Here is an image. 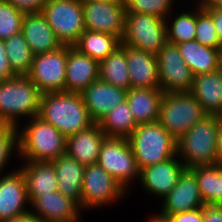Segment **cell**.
<instances>
[{"mask_svg":"<svg viewBox=\"0 0 222 222\" xmlns=\"http://www.w3.org/2000/svg\"><path fill=\"white\" fill-rule=\"evenodd\" d=\"M149 222H165V221L162 220V219H159V218H157V217H153V218L150 219Z\"/></svg>","mask_w":222,"mask_h":222,"instance_id":"obj_46","label":"cell"},{"mask_svg":"<svg viewBox=\"0 0 222 222\" xmlns=\"http://www.w3.org/2000/svg\"><path fill=\"white\" fill-rule=\"evenodd\" d=\"M18 127L9 123H0V172L6 165L12 150L19 148ZM15 146V147H14Z\"/></svg>","mask_w":222,"mask_h":222,"instance_id":"obj_37","label":"cell"},{"mask_svg":"<svg viewBox=\"0 0 222 222\" xmlns=\"http://www.w3.org/2000/svg\"><path fill=\"white\" fill-rule=\"evenodd\" d=\"M97 164L123 188H126L135 175L140 177V170L127 138L105 137L100 146Z\"/></svg>","mask_w":222,"mask_h":222,"instance_id":"obj_9","label":"cell"},{"mask_svg":"<svg viewBox=\"0 0 222 222\" xmlns=\"http://www.w3.org/2000/svg\"><path fill=\"white\" fill-rule=\"evenodd\" d=\"M165 222H203V207L170 216H156Z\"/></svg>","mask_w":222,"mask_h":222,"instance_id":"obj_39","label":"cell"},{"mask_svg":"<svg viewBox=\"0 0 222 222\" xmlns=\"http://www.w3.org/2000/svg\"><path fill=\"white\" fill-rule=\"evenodd\" d=\"M105 133L98 123L67 137L66 153L84 166L96 164Z\"/></svg>","mask_w":222,"mask_h":222,"instance_id":"obj_21","label":"cell"},{"mask_svg":"<svg viewBox=\"0 0 222 222\" xmlns=\"http://www.w3.org/2000/svg\"><path fill=\"white\" fill-rule=\"evenodd\" d=\"M15 75L7 58L4 40L0 39V82L8 80Z\"/></svg>","mask_w":222,"mask_h":222,"instance_id":"obj_40","label":"cell"},{"mask_svg":"<svg viewBox=\"0 0 222 222\" xmlns=\"http://www.w3.org/2000/svg\"><path fill=\"white\" fill-rule=\"evenodd\" d=\"M162 96L160 88H131L127 91L126 101L137 125L158 120Z\"/></svg>","mask_w":222,"mask_h":222,"instance_id":"obj_27","label":"cell"},{"mask_svg":"<svg viewBox=\"0 0 222 222\" xmlns=\"http://www.w3.org/2000/svg\"><path fill=\"white\" fill-rule=\"evenodd\" d=\"M80 94L90 117L99 123L110 110L126 101L127 90L97 79Z\"/></svg>","mask_w":222,"mask_h":222,"instance_id":"obj_15","label":"cell"},{"mask_svg":"<svg viewBox=\"0 0 222 222\" xmlns=\"http://www.w3.org/2000/svg\"><path fill=\"white\" fill-rule=\"evenodd\" d=\"M162 213L157 216H170L202 208L204 205L195 174L185 169L175 187L164 197Z\"/></svg>","mask_w":222,"mask_h":222,"instance_id":"obj_14","label":"cell"},{"mask_svg":"<svg viewBox=\"0 0 222 222\" xmlns=\"http://www.w3.org/2000/svg\"><path fill=\"white\" fill-rule=\"evenodd\" d=\"M21 32L33 55L48 53L62 46L42 13L25 14Z\"/></svg>","mask_w":222,"mask_h":222,"instance_id":"obj_22","label":"cell"},{"mask_svg":"<svg viewBox=\"0 0 222 222\" xmlns=\"http://www.w3.org/2000/svg\"><path fill=\"white\" fill-rule=\"evenodd\" d=\"M85 30L116 36L120 41L124 33V0H101L82 4Z\"/></svg>","mask_w":222,"mask_h":222,"instance_id":"obj_12","label":"cell"},{"mask_svg":"<svg viewBox=\"0 0 222 222\" xmlns=\"http://www.w3.org/2000/svg\"><path fill=\"white\" fill-rule=\"evenodd\" d=\"M28 162L21 170L29 202L39 194H48L58 190L57 176L52 162Z\"/></svg>","mask_w":222,"mask_h":222,"instance_id":"obj_26","label":"cell"},{"mask_svg":"<svg viewBox=\"0 0 222 222\" xmlns=\"http://www.w3.org/2000/svg\"><path fill=\"white\" fill-rule=\"evenodd\" d=\"M38 116L66 138L95 124L81 94L73 92L43 93Z\"/></svg>","mask_w":222,"mask_h":222,"instance_id":"obj_1","label":"cell"},{"mask_svg":"<svg viewBox=\"0 0 222 222\" xmlns=\"http://www.w3.org/2000/svg\"><path fill=\"white\" fill-rule=\"evenodd\" d=\"M19 134L18 153L28 161L51 162L66 153L67 138L39 116Z\"/></svg>","mask_w":222,"mask_h":222,"instance_id":"obj_2","label":"cell"},{"mask_svg":"<svg viewBox=\"0 0 222 222\" xmlns=\"http://www.w3.org/2000/svg\"><path fill=\"white\" fill-rule=\"evenodd\" d=\"M203 222H222V205H203Z\"/></svg>","mask_w":222,"mask_h":222,"instance_id":"obj_41","label":"cell"},{"mask_svg":"<svg viewBox=\"0 0 222 222\" xmlns=\"http://www.w3.org/2000/svg\"><path fill=\"white\" fill-rule=\"evenodd\" d=\"M131 88H160L156 55L126 45Z\"/></svg>","mask_w":222,"mask_h":222,"instance_id":"obj_20","label":"cell"},{"mask_svg":"<svg viewBox=\"0 0 222 222\" xmlns=\"http://www.w3.org/2000/svg\"><path fill=\"white\" fill-rule=\"evenodd\" d=\"M42 94L28 75L0 82V123L18 126L17 116H38Z\"/></svg>","mask_w":222,"mask_h":222,"instance_id":"obj_3","label":"cell"},{"mask_svg":"<svg viewBox=\"0 0 222 222\" xmlns=\"http://www.w3.org/2000/svg\"><path fill=\"white\" fill-rule=\"evenodd\" d=\"M31 203L39 214L30 213L40 222H76L79 217V205L58 190L39 194Z\"/></svg>","mask_w":222,"mask_h":222,"instance_id":"obj_17","label":"cell"},{"mask_svg":"<svg viewBox=\"0 0 222 222\" xmlns=\"http://www.w3.org/2000/svg\"><path fill=\"white\" fill-rule=\"evenodd\" d=\"M125 188L100 165L85 166L81 189V207H99L120 197Z\"/></svg>","mask_w":222,"mask_h":222,"instance_id":"obj_13","label":"cell"},{"mask_svg":"<svg viewBox=\"0 0 222 222\" xmlns=\"http://www.w3.org/2000/svg\"><path fill=\"white\" fill-rule=\"evenodd\" d=\"M190 93L207 115H217L222 109V67L194 76Z\"/></svg>","mask_w":222,"mask_h":222,"instance_id":"obj_23","label":"cell"},{"mask_svg":"<svg viewBox=\"0 0 222 222\" xmlns=\"http://www.w3.org/2000/svg\"><path fill=\"white\" fill-rule=\"evenodd\" d=\"M167 42L180 44L183 42L195 40L196 35V12L182 13L175 18L171 28L166 29Z\"/></svg>","mask_w":222,"mask_h":222,"instance_id":"obj_33","label":"cell"},{"mask_svg":"<svg viewBox=\"0 0 222 222\" xmlns=\"http://www.w3.org/2000/svg\"><path fill=\"white\" fill-rule=\"evenodd\" d=\"M41 13L62 45L73 47L85 31L82 3L77 0H48Z\"/></svg>","mask_w":222,"mask_h":222,"instance_id":"obj_8","label":"cell"},{"mask_svg":"<svg viewBox=\"0 0 222 222\" xmlns=\"http://www.w3.org/2000/svg\"><path fill=\"white\" fill-rule=\"evenodd\" d=\"M26 201V182L20 168L0 178V221L28 214L23 207Z\"/></svg>","mask_w":222,"mask_h":222,"instance_id":"obj_16","label":"cell"},{"mask_svg":"<svg viewBox=\"0 0 222 222\" xmlns=\"http://www.w3.org/2000/svg\"><path fill=\"white\" fill-rule=\"evenodd\" d=\"M99 79L127 91L131 89L126 45L121 44L99 63Z\"/></svg>","mask_w":222,"mask_h":222,"instance_id":"obj_28","label":"cell"},{"mask_svg":"<svg viewBox=\"0 0 222 222\" xmlns=\"http://www.w3.org/2000/svg\"><path fill=\"white\" fill-rule=\"evenodd\" d=\"M207 114L190 92L163 93L158 122L178 140Z\"/></svg>","mask_w":222,"mask_h":222,"instance_id":"obj_6","label":"cell"},{"mask_svg":"<svg viewBox=\"0 0 222 222\" xmlns=\"http://www.w3.org/2000/svg\"><path fill=\"white\" fill-rule=\"evenodd\" d=\"M24 15L6 0H0V39L5 40L20 33Z\"/></svg>","mask_w":222,"mask_h":222,"instance_id":"obj_35","label":"cell"},{"mask_svg":"<svg viewBox=\"0 0 222 222\" xmlns=\"http://www.w3.org/2000/svg\"><path fill=\"white\" fill-rule=\"evenodd\" d=\"M202 7H216L222 8V0H201Z\"/></svg>","mask_w":222,"mask_h":222,"instance_id":"obj_45","label":"cell"},{"mask_svg":"<svg viewBox=\"0 0 222 222\" xmlns=\"http://www.w3.org/2000/svg\"><path fill=\"white\" fill-rule=\"evenodd\" d=\"M186 167L174 157L140 170L143 187L153 194L166 197L175 187Z\"/></svg>","mask_w":222,"mask_h":222,"instance_id":"obj_19","label":"cell"},{"mask_svg":"<svg viewBox=\"0 0 222 222\" xmlns=\"http://www.w3.org/2000/svg\"><path fill=\"white\" fill-rule=\"evenodd\" d=\"M98 124L106 137L127 139L138 126L127 101L110 110Z\"/></svg>","mask_w":222,"mask_h":222,"instance_id":"obj_30","label":"cell"},{"mask_svg":"<svg viewBox=\"0 0 222 222\" xmlns=\"http://www.w3.org/2000/svg\"><path fill=\"white\" fill-rule=\"evenodd\" d=\"M7 58L16 75H28L32 68L33 53L22 32L4 40Z\"/></svg>","mask_w":222,"mask_h":222,"instance_id":"obj_32","label":"cell"},{"mask_svg":"<svg viewBox=\"0 0 222 222\" xmlns=\"http://www.w3.org/2000/svg\"><path fill=\"white\" fill-rule=\"evenodd\" d=\"M158 78L163 93L190 92L193 74L176 44L166 42L156 55Z\"/></svg>","mask_w":222,"mask_h":222,"instance_id":"obj_10","label":"cell"},{"mask_svg":"<svg viewBox=\"0 0 222 222\" xmlns=\"http://www.w3.org/2000/svg\"><path fill=\"white\" fill-rule=\"evenodd\" d=\"M218 121L222 124V109L221 111L217 114Z\"/></svg>","mask_w":222,"mask_h":222,"instance_id":"obj_47","label":"cell"},{"mask_svg":"<svg viewBox=\"0 0 222 222\" xmlns=\"http://www.w3.org/2000/svg\"><path fill=\"white\" fill-rule=\"evenodd\" d=\"M99 79V63L67 46L65 92L81 93Z\"/></svg>","mask_w":222,"mask_h":222,"instance_id":"obj_18","label":"cell"},{"mask_svg":"<svg viewBox=\"0 0 222 222\" xmlns=\"http://www.w3.org/2000/svg\"><path fill=\"white\" fill-rule=\"evenodd\" d=\"M193 76L214 72L222 67V51L202 45L196 40L177 44Z\"/></svg>","mask_w":222,"mask_h":222,"instance_id":"obj_24","label":"cell"},{"mask_svg":"<svg viewBox=\"0 0 222 222\" xmlns=\"http://www.w3.org/2000/svg\"><path fill=\"white\" fill-rule=\"evenodd\" d=\"M213 18L215 28L222 48V8L203 7Z\"/></svg>","mask_w":222,"mask_h":222,"instance_id":"obj_42","label":"cell"},{"mask_svg":"<svg viewBox=\"0 0 222 222\" xmlns=\"http://www.w3.org/2000/svg\"><path fill=\"white\" fill-rule=\"evenodd\" d=\"M217 157L216 164L222 166V124L218 121L217 127Z\"/></svg>","mask_w":222,"mask_h":222,"instance_id":"obj_43","label":"cell"},{"mask_svg":"<svg viewBox=\"0 0 222 222\" xmlns=\"http://www.w3.org/2000/svg\"><path fill=\"white\" fill-rule=\"evenodd\" d=\"M67 46L54 51L33 55L32 68L28 74L42 93L65 92Z\"/></svg>","mask_w":222,"mask_h":222,"instance_id":"obj_11","label":"cell"},{"mask_svg":"<svg viewBox=\"0 0 222 222\" xmlns=\"http://www.w3.org/2000/svg\"><path fill=\"white\" fill-rule=\"evenodd\" d=\"M0 222H40V221L35 216H33L32 213H30L29 211L28 214L23 215L21 217L4 220Z\"/></svg>","mask_w":222,"mask_h":222,"instance_id":"obj_44","label":"cell"},{"mask_svg":"<svg viewBox=\"0 0 222 222\" xmlns=\"http://www.w3.org/2000/svg\"><path fill=\"white\" fill-rule=\"evenodd\" d=\"M124 3L126 12L150 14L166 19L173 0H124Z\"/></svg>","mask_w":222,"mask_h":222,"instance_id":"obj_36","label":"cell"},{"mask_svg":"<svg viewBox=\"0 0 222 222\" xmlns=\"http://www.w3.org/2000/svg\"><path fill=\"white\" fill-rule=\"evenodd\" d=\"M120 45L121 41L116 36L85 30L73 47L100 63Z\"/></svg>","mask_w":222,"mask_h":222,"instance_id":"obj_29","label":"cell"},{"mask_svg":"<svg viewBox=\"0 0 222 222\" xmlns=\"http://www.w3.org/2000/svg\"><path fill=\"white\" fill-rule=\"evenodd\" d=\"M190 170L196 176L204 204L222 205V166H195Z\"/></svg>","mask_w":222,"mask_h":222,"instance_id":"obj_31","label":"cell"},{"mask_svg":"<svg viewBox=\"0 0 222 222\" xmlns=\"http://www.w3.org/2000/svg\"><path fill=\"white\" fill-rule=\"evenodd\" d=\"M150 14L126 12L121 44L157 55L167 42V21Z\"/></svg>","mask_w":222,"mask_h":222,"instance_id":"obj_7","label":"cell"},{"mask_svg":"<svg viewBox=\"0 0 222 222\" xmlns=\"http://www.w3.org/2000/svg\"><path fill=\"white\" fill-rule=\"evenodd\" d=\"M77 1L84 4V3H87V2H91V1H101V0H77Z\"/></svg>","mask_w":222,"mask_h":222,"instance_id":"obj_48","label":"cell"},{"mask_svg":"<svg viewBox=\"0 0 222 222\" xmlns=\"http://www.w3.org/2000/svg\"><path fill=\"white\" fill-rule=\"evenodd\" d=\"M128 140L139 170L177 154V140L158 121L138 125Z\"/></svg>","mask_w":222,"mask_h":222,"instance_id":"obj_4","label":"cell"},{"mask_svg":"<svg viewBox=\"0 0 222 222\" xmlns=\"http://www.w3.org/2000/svg\"><path fill=\"white\" fill-rule=\"evenodd\" d=\"M24 14L41 13L48 0H6Z\"/></svg>","mask_w":222,"mask_h":222,"instance_id":"obj_38","label":"cell"},{"mask_svg":"<svg viewBox=\"0 0 222 222\" xmlns=\"http://www.w3.org/2000/svg\"><path fill=\"white\" fill-rule=\"evenodd\" d=\"M217 127V115H207L177 140V154L184 157L186 169L216 165Z\"/></svg>","mask_w":222,"mask_h":222,"instance_id":"obj_5","label":"cell"},{"mask_svg":"<svg viewBox=\"0 0 222 222\" xmlns=\"http://www.w3.org/2000/svg\"><path fill=\"white\" fill-rule=\"evenodd\" d=\"M55 167L58 191L81 206V189L85 166L67 153L51 161Z\"/></svg>","mask_w":222,"mask_h":222,"instance_id":"obj_25","label":"cell"},{"mask_svg":"<svg viewBox=\"0 0 222 222\" xmlns=\"http://www.w3.org/2000/svg\"><path fill=\"white\" fill-rule=\"evenodd\" d=\"M199 7L196 10L195 40L204 46L222 51L212 16L201 5Z\"/></svg>","mask_w":222,"mask_h":222,"instance_id":"obj_34","label":"cell"}]
</instances>
